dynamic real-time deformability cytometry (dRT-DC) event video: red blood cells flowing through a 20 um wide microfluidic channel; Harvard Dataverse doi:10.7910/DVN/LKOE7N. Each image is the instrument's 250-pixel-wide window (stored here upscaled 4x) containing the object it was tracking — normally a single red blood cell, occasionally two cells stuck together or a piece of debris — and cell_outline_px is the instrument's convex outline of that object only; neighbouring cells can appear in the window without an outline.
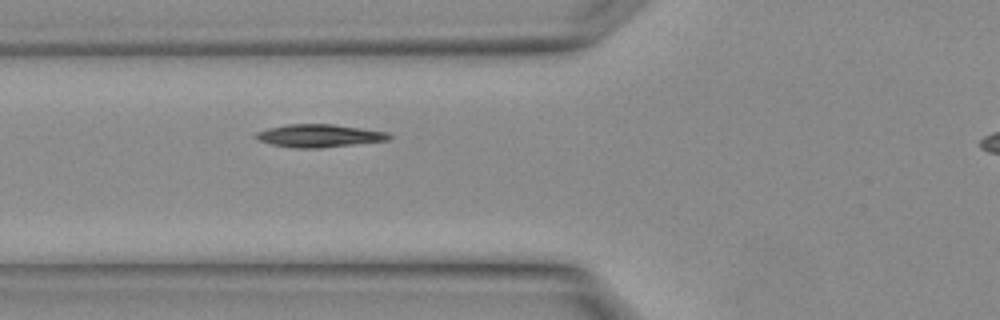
{"species": "Egyptian fruit bat (a non-hibernating species)", "species_latin": "Rousettus aegyptiacus", "temperature_condition": "warm", "stored_images_in_passage": 2, "camera_frame_rate_fps": 3000, "um_per_image_px": 0.085, "animal": {"sex": "female"}, "frame": {"image": 1, "passage_image": 2, "time_ms": 0.333, "image_size_px": [1000, 320], "cell_outline_px": [[392, 136], [388, 140], [320, 148], [292, 148], [272, 144], [260, 140], [252, 136], [256, 132], [268, 128], [288, 124], [332, 124], [388, 132]], "centroid_in_image_um": [27.1, 11.53], "position_along_channel_um": 98.7, "area_um2": 17.63}}